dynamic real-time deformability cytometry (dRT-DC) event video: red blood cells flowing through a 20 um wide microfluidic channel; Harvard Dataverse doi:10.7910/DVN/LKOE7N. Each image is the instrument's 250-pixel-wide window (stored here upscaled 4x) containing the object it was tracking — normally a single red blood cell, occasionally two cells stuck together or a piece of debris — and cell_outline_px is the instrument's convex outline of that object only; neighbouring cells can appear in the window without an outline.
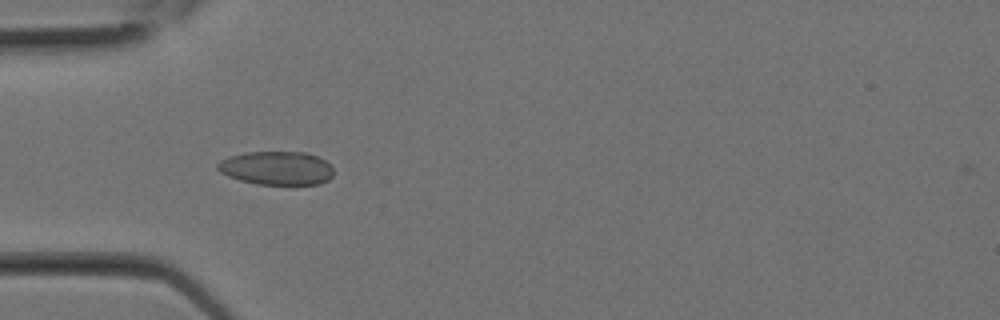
{"species": "Egyptian fruit bat (a non-hibernating species)", "species_latin": "Rousettus aegyptiacus", "temperature_condition": "room temperature", "stored_images_in_passage": 11, "camera_frame_rate_fps": 3000, "um_per_image_px": 0.085, "animal": {"sex": "female"}, "frame": {"image": 1, "passage_image": 8, "time_ms": 2.333, "image_size_px": [1000, 320], "cell_outline_px": [[332, 176], [328, 180], [320, 184], [256, 184], [240, 180], [228, 176], [220, 172], [216, 168], [216, 164], [220, 160], [232, 156], [248, 152], [304, 152], [316, 156], [324, 160], [332, 168]], "centroid_in_image_um": [23.49, 14.29], "position_along_channel_um": 61.5, "area_um2": 22.54}}
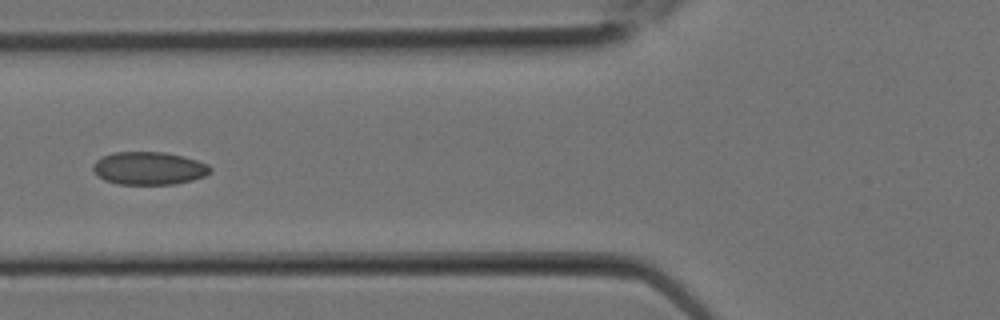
{"frame": {"image": 2, "passage_image": 10, "time_ms": 3.0, "image_size_px": [1000, 320], "cell_outline_px": [[212, 172], [204, 176], [192, 180], [176, 184], [116, 184], [104, 180], [92, 168], [92, 164], [96, 160], [112, 152], [164, 152], [184, 156], [208, 164], [212, 168]], "centroid_in_image_um": [12.68, 14.3], "position_along_channel_um": 113.1, "area_um2": 22.54}}